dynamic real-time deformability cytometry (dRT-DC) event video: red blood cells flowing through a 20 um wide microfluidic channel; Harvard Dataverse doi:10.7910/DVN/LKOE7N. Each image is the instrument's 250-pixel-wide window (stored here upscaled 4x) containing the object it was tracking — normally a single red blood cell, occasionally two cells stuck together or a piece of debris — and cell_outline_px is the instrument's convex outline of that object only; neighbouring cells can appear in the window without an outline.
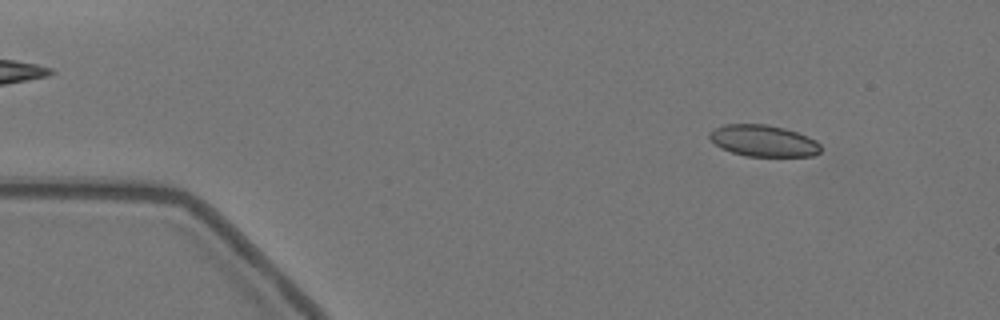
{"species": "Egyptian fruit bat (a non-hibernating species)", "species_latin": "Rousettus aegyptiacus", "temperature_condition": "warm", "stored_images_in_passage": 4, "camera_frame_rate_fps": 3000, "um_per_image_px": 0.085, "animal": {"sex": "female"}, "frame": {"image": 1, "passage_image": 1, "time_ms": 0.0, "image_size_px": [1000, 320], "cell_outline_px": [[820, 152], [812, 156], [748, 156], [732, 152], [720, 148], [708, 136], [708, 132], [724, 124], [764, 124], [784, 128], [808, 136], [816, 140], [820, 144]], "centroid_in_image_um": [64.89, 11.96], "position_along_channel_um": 20.1, "area_um2": 20.35}}
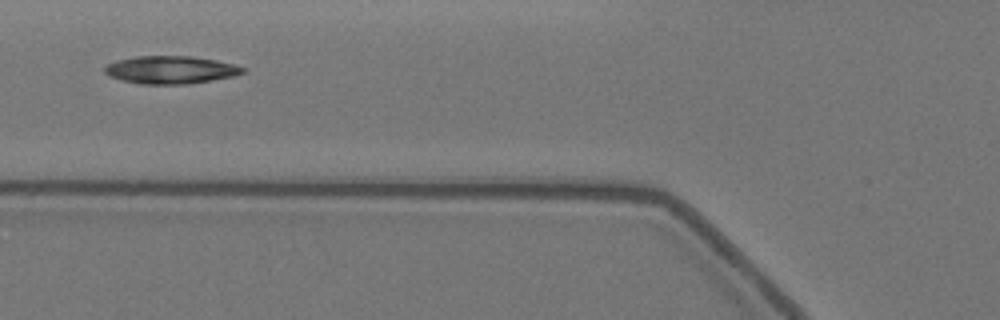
{"frame": {"image": 2, "passage_image": 3, "time_ms": 0.667, "image_size_px": [1000, 320], "cell_outline_px": [[240, 260], [224, 268], [180, 272], [136, 272], [72, 264], [68, 260], [68, 256], [232, 256]], "centroid_in_image_um": [13.19, 22.35], "position_along_channel_um": 112.6, "area_um2": 16.07}}